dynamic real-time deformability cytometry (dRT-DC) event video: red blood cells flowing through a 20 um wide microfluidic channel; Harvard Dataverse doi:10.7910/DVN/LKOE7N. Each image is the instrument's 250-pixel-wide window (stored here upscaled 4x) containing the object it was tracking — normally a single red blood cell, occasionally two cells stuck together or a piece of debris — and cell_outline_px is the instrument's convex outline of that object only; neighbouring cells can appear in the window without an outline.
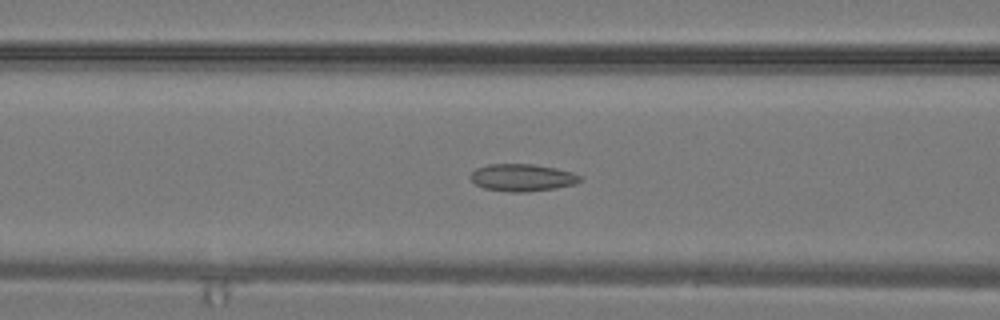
{"species": "common noctule bat (a hibernating species)", "species_latin": "Nyctalus noctula", "temperature_condition": "warm", "stored_images_in_passage": 24, "camera_frame_rate_fps": 3000, "um_per_image_px": 0.085, "animal": {"sex": "male", "body_mass_g": 19.2, "forearm_length_mm": 51.8}, "frame": {"image": 1, "passage_image": 5, "time_ms": 1.333, "image_size_px": [1000, 320], "cell_outline_px": [[580, 180], [576, 184], [556, 188], [524, 192], [508, 192], [484, 188], [476, 184], [468, 176], [476, 168], [488, 164], [532, 164], [556, 168], [572, 172], [580, 176]], "centroid_in_image_um": [44.37, 15.09], "position_along_channel_um": 122.2, "area_um2": 17.4}}
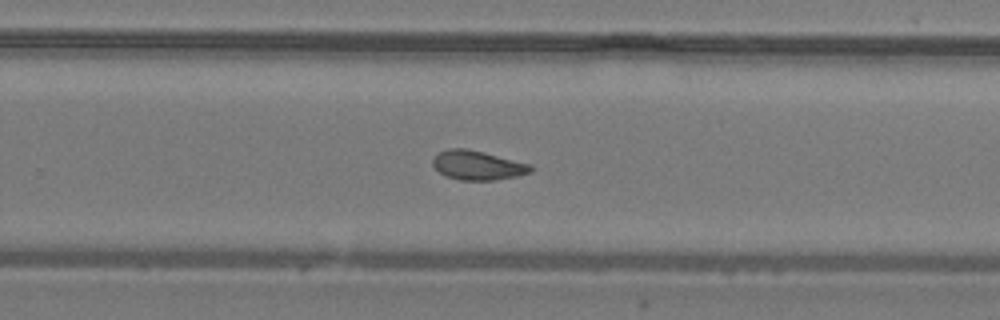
{"frame": {"image": 2, "passage_image": 13, "time_ms": 4.0, "image_size_px": [1000, 320], "cell_outline_px": [[532, 172], [516, 176], [496, 180], [460, 180], [444, 176], [432, 164], [432, 160], [440, 152], [448, 148], [464, 148], [484, 152], [532, 164]], "centroid_in_image_um": [40.61, 14.05], "position_along_channel_um": 289.2, "area_um2": 16.7}}
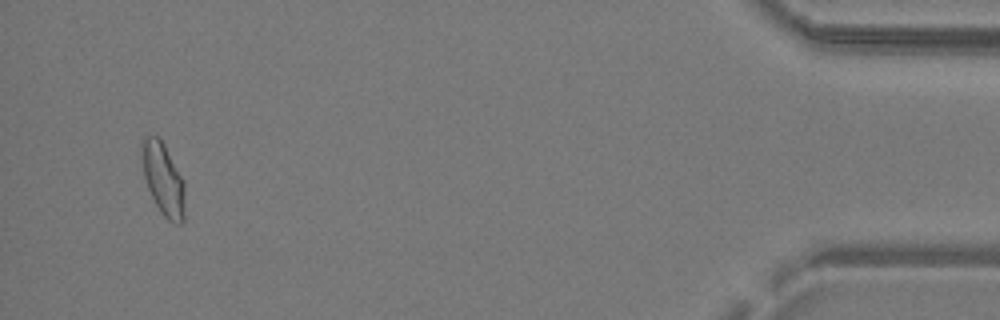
{"frame": {"image": 3, "passage_image": 23, "time_ms": 7.333, "image_size_px": [1000, 320], "cell_outline_px": [[184, 220], [180, 224], [176, 224], [168, 220], [160, 212], [148, 188], [144, 176], [140, 156], [140, 140], [144, 136], [156, 136], [164, 144], [184, 180]], "centroid_in_image_um": [13.85, 15.2], "position_along_channel_um": 421.4, "area_um2": 18.32}}